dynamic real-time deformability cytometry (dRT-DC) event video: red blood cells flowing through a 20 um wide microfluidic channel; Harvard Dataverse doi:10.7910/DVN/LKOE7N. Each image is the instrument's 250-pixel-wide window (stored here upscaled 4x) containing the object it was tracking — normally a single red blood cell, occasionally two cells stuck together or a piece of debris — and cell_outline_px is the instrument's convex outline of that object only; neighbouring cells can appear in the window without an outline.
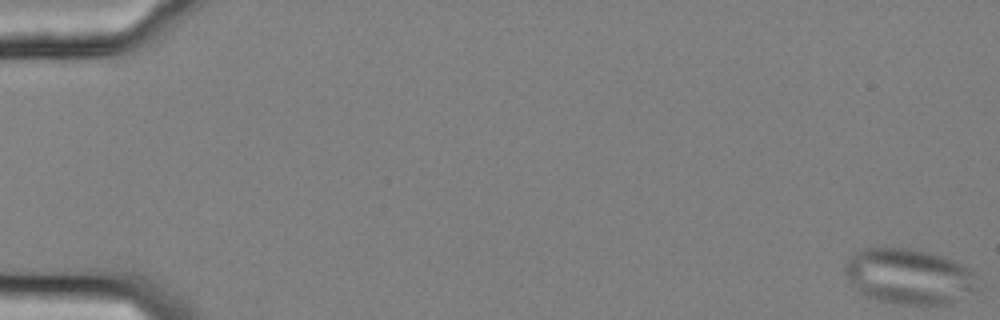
{"species": "common noctule bat (a hibernating species)", "species_latin": "Nyctalus noctula", "temperature_condition": "cold", "stored_images_in_passage": 58, "camera_frame_rate_fps": 3000, "um_per_image_px": 0.085, "animal": {"sex": "female", "body_mass_g": 25.1}, "frame": {"image": 1, "passage_image": 1, "time_ms": 0.0, "image_size_px": [1000, 320], "cell_outline_px": [[980, 288], [948, 304], [900, 304], [876, 300], [860, 292], [848, 280], [844, 272], [844, 268], [848, 260], [856, 252], [864, 248], [908, 248], [928, 252], [952, 260], [968, 268], [976, 276]], "centroid_in_image_um": [77.27, 23.5], "position_along_channel_um": 7.7, "area_um2": 42.6}}